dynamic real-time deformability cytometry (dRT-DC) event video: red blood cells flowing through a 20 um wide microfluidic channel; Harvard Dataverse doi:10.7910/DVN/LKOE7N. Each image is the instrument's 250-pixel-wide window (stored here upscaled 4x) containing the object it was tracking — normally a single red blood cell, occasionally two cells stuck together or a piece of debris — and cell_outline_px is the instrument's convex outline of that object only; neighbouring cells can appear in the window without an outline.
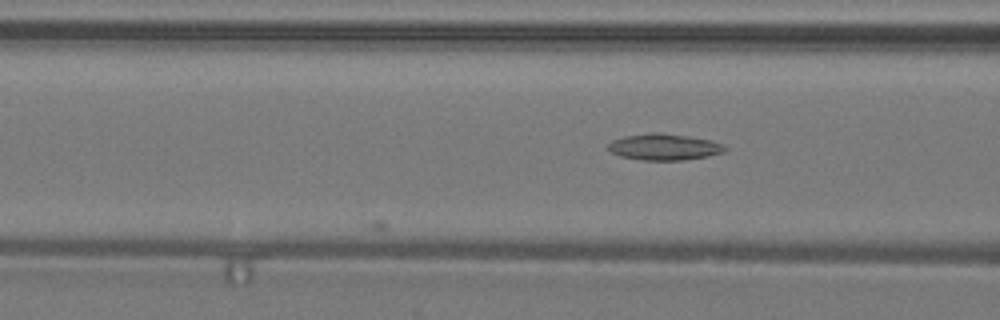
{"species": "common noctule bat (a hibernating species)", "species_latin": "Nyctalus noctula", "temperature_condition": "warm", "stored_images_in_passage": 8, "camera_frame_rate_fps": 3000, "um_per_image_px": 0.085, "animal": {"sex": "male", "body_mass_g": 19.2, "forearm_length_mm": 51.8}, "frame": {"image": 1, "passage_image": 8, "time_ms": 2.333, "image_size_px": [1000, 320], "cell_outline_px": [[728, 148], [724, 152], [708, 156], [684, 160], [644, 160], [620, 156], [612, 152], [608, 148], [608, 144], [612, 140], [624, 136], [652, 132], [660, 132], [688, 136], [712, 140], [724, 144]], "centroid_in_image_um": [56.49, 12.48], "position_along_channel_um": 110.1, "area_um2": 18.03}}